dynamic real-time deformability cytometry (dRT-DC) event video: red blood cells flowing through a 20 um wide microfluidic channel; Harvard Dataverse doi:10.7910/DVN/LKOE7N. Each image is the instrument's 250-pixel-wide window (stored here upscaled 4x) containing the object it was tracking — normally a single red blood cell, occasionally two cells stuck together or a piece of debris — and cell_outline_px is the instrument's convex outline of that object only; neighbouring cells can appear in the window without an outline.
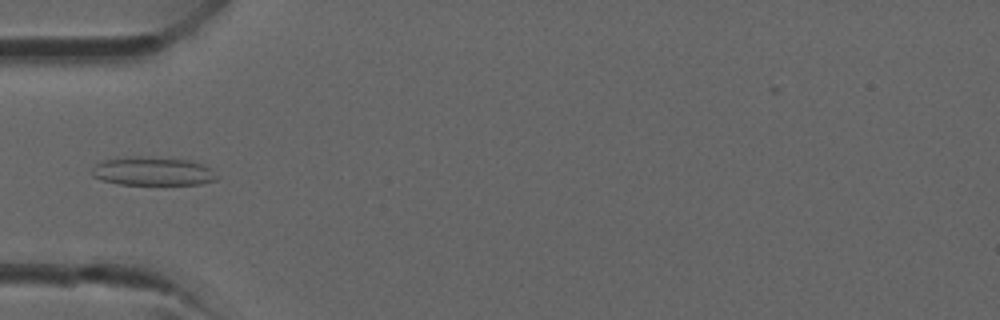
{"species": "common noctule bat (a hibernating species)", "species_latin": "Nyctalus noctula", "temperature_condition": "room temperature", "stored_images_in_passage": 29, "camera_frame_rate_fps": 3000, "um_per_image_px": 0.085, "animal": {"sex": "male", "forearm_length_mm": 52.5}, "frame": {"image": 1, "passage_image": 5, "time_ms": 1.333, "image_size_px": [1000, 320], "cell_outline_px": [[220, 176], [216, 180], [200, 184], [120, 184], [100, 180], [92, 176], [92, 168], [100, 160], [132, 156], [136, 156], [192, 160], [212, 168]], "centroid_in_image_um": [13.0, 14.55], "position_along_channel_um": 72.0, "area_um2": 21.04}}
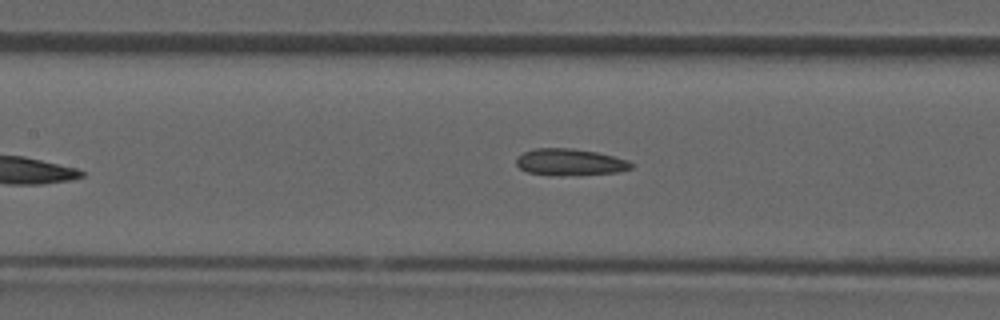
{"frame": {"image": 2, "passage_image": 10, "time_ms": 3.0, "image_size_px": [1000, 320], "cell_outline_px": [[632, 168], [616, 172], [528, 172], [520, 168], [516, 164], [516, 160], [524, 152], [536, 148], [572, 148], [596, 152], [628, 160], [632, 164]], "centroid_in_image_um": [48.45, 13.7], "position_along_channel_um": 159.0, "area_um2": 16.36}}
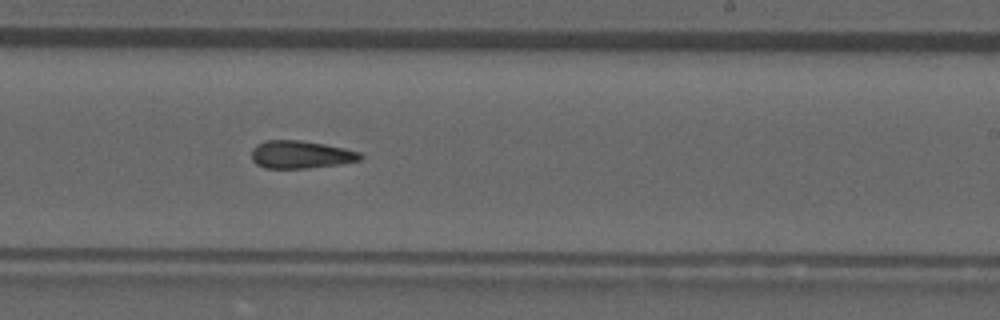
{"frame": {"image": 3, "passage_image": 16, "time_ms": 5.0, "image_size_px": [1000, 320], "cell_outline_px": [[364, 156], [360, 160], [340, 164], [308, 168], [264, 168], [256, 164], [252, 160], [252, 148], [256, 144], [264, 140], [300, 140], [324, 144], [344, 148], [360, 152]], "centroid_in_image_um": [25.54, 13.13], "position_along_channel_um": 263.5, "area_um2": 17.69}}